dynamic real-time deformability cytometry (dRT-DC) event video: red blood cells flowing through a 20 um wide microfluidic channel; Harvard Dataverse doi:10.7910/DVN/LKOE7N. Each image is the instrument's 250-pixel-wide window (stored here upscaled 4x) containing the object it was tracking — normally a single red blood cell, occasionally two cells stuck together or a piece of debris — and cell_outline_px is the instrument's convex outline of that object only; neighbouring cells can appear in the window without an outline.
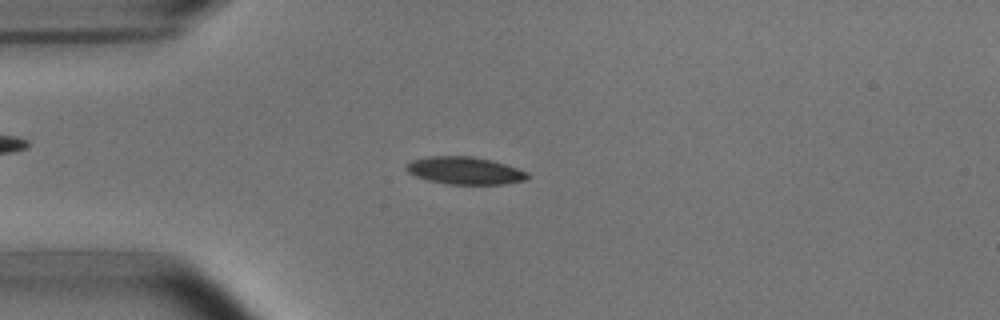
{"species": "common noctule bat (a hibernating species)", "species_latin": "Nyctalus noctula", "temperature_condition": "room temperature", "stored_images_in_passage": 9, "camera_frame_rate_fps": 3000, "um_per_image_px": 0.085, "animal": {"sex": "male", "body_mass_g": 15.6}, "frame": {"image": 1, "passage_image": 2, "time_ms": 1.333, "image_size_px": [1000, 320], "cell_outline_px": [[528, 176], [524, 180], [504, 184], [448, 184], [428, 180], [416, 176], [408, 172], [404, 168], [412, 160], [428, 156], [472, 156], [492, 160], [528, 172]], "centroid_in_image_um": [39.48, 14.49], "position_along_channel_um": 45.5, "area_um2": 19.25}}
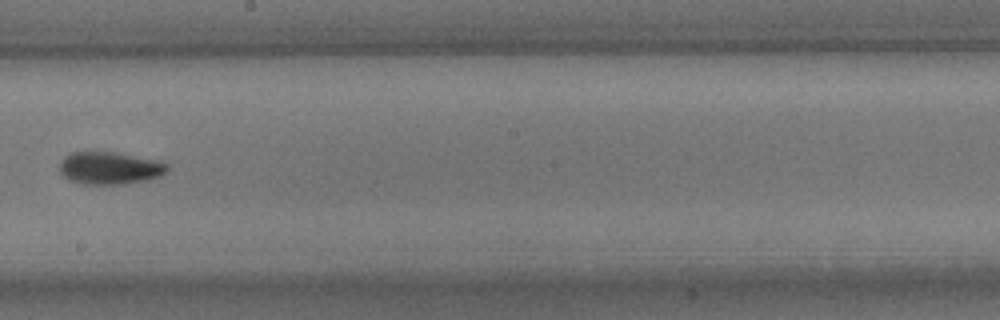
{"frame": {"image": 2, "passage_image": 7, "time_ms": 7.0, "image_size_px": [1000, 320], "cell_outline_px": [[168, 172], [160, 176], [148, 180], [124, 184], [80, 184], [68, 180], [60, 172], [60, 160], [64, 156], [72, 152], [112, 152], [160, 160], [168, 164]], "centroid_in_image_um": [9.34, 14.29], "position_along_channel_um": 238.9, "area_um2": 20.63}}
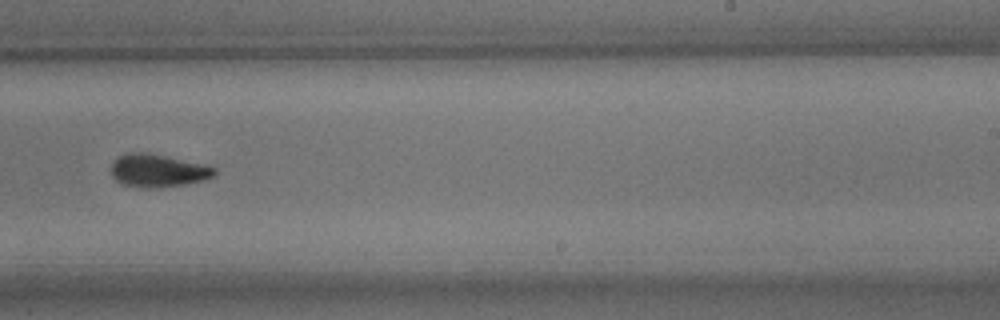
{"frame": {"image": 3, "passage_image": 8, "time_ms": 8.0, "image_size_px": [1000, 320], "cell_outline_px": [[216, 172], [212, 176], [204, 180], [184, 184], [160, 188], [148, 188], [120, 184], [112, 176], [112, 160], [128, 152], [144, 152], [204, 164], [216, 168]], "centroid_in_image_um": [13.39, 14.51], "position_along_channel_um": 275.6, "area_um2": 19.71}}